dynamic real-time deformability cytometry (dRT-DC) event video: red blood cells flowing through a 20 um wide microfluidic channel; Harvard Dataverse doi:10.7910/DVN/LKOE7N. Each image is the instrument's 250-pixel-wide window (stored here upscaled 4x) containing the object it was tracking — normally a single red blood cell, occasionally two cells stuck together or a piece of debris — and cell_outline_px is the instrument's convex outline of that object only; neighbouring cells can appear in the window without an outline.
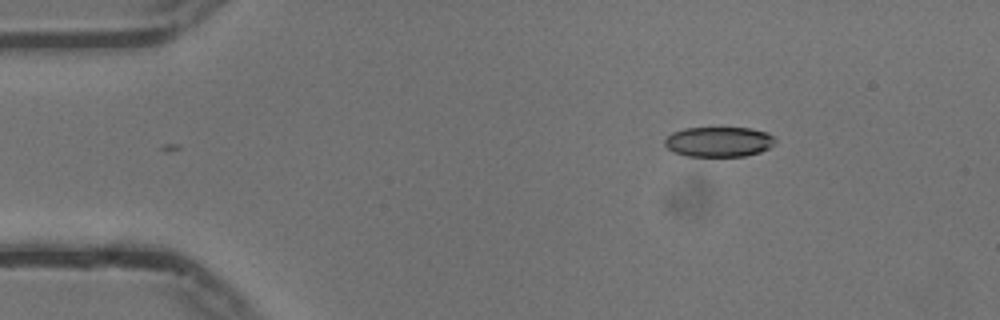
{"species": "common noctule bat (a hibernating species)", "species_latin": "Nyctalus noctula", "temperature_condition": "cold", "stored_images_in_passage": 2, "camera_frame_rate_fps": 3000, "um_per_image_px": 0.085, "animal": {"sex": "male", "body_mass_g": 13.3}, "frame": {"image": 1, "passage_image": 1, "time_ms": 0.0, "image_size_px": [1000, 320], "cell_outline_px": [[776, 140], [768, 148], [760, 152], [744, 156], [688, 156], [676, 152], [668, 148], [664, 144], [664, 140], [672, 132], [684, 128], [748, 128], [764, 132], [772, 136]], "centroid_in_image_um": [61.07, 12.05], "position_along_channel_um": 23.9, "area_um2": 19.07}}